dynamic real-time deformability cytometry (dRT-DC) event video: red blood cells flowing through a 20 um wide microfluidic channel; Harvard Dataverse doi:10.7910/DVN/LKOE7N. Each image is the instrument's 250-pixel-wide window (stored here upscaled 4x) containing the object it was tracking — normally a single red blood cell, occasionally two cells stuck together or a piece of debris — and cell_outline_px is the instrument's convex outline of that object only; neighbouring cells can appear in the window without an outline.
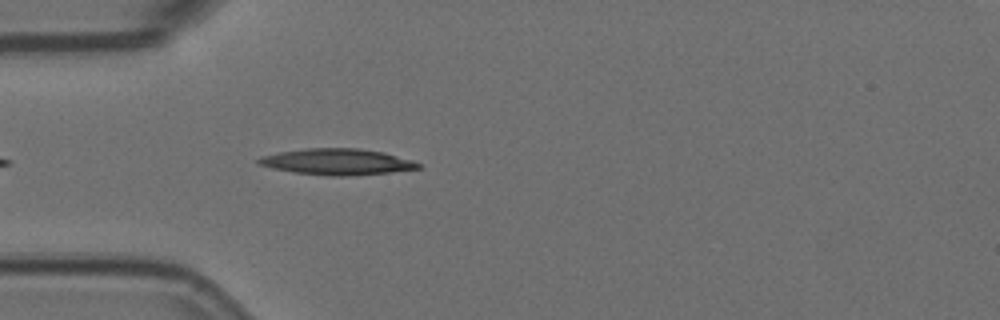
{"species": "Egyptian fruit bat (a non-hibernating species)", "species_latin": "Rousettus aegyptiacus", "temperature_condition": "room temperature", "stored_images_in_passage": 4, "camera_frame_rate_fps": 3000, "um_per_image_px": 0.085, "animal": {"sex": "female"}, "frame": {"image": 1, "passage_image": 4, "time_ms": 1.0, "image_size_px": [1000, 320], "cell_outline_px": [[420, 168], [388, 172], [344, 176], [332, 176], [292, 172], [272, 168], [260, 164], [256, 160], [260, 156], [280, 152], [304, 148], [360, 148], [384, 152], [412, 160], [420, 164]], "centroid_in_image_um": [28.63, 13.74], "position_along_channel_um": 56.4, "area_um2": 24.16}}